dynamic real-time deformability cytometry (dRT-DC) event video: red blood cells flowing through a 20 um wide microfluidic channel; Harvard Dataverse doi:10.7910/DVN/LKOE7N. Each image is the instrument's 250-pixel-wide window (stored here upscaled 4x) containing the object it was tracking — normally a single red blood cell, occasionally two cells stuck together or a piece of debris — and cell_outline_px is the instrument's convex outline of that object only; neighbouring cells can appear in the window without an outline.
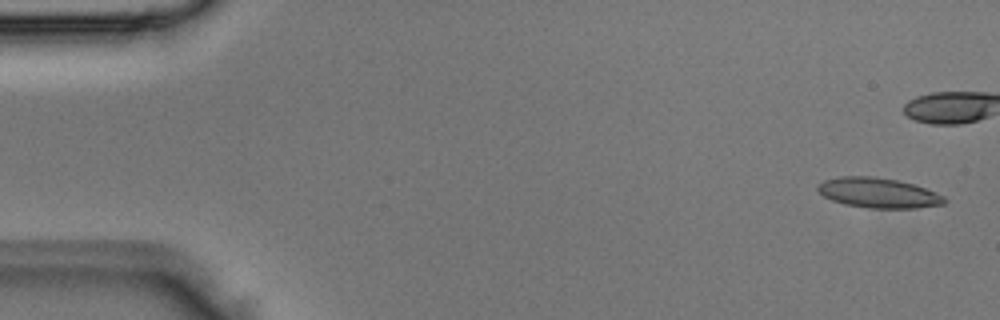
{"species": "Egyptian fruit bat (a non-hibernating species)", "species_latin": "Rousettus aegyptiacus", "temperature_condition": "room temperature", "stored_images_in_passage": 5, "camera_frame_rate_fps": 3000, "um_per_image_px": 0.085, "animal": {"sex": "male"}, "frame": {"image": 1, "passage_image": 1, "time_ms": 0.0, "image_size_px": [1000, 320], "cell_outline_px": [[948, 200], [944, 204], [916, 208], [872, 208], [844, 204], [832, 200], [824, 196], [816, 188], [816, 184], [824, 180], [840, 176], [872, 176], [896, 180], [916, 184], [936, 192], [944, 196]], "centroid_in_image_um": [74.67, 16.39], "position_along_channel_um": 10.3, "area_um2": 22.31}}
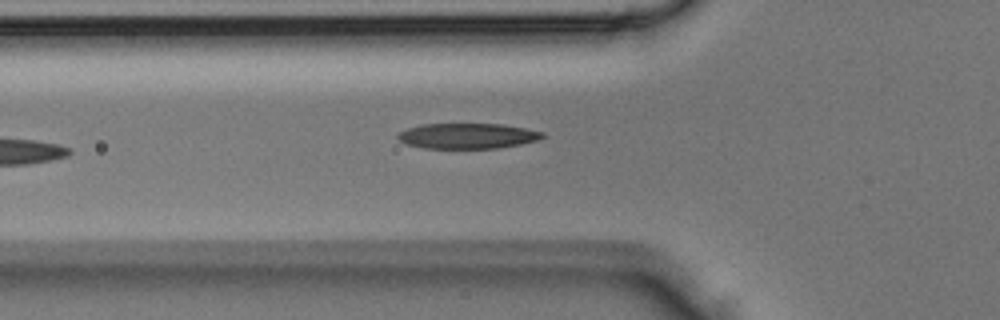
{"frame": {"image": 2, "passage_image": 5, "time_ms": 1.333, "image_size_px": [1000, 320], "cell_outline_px": [[544, 136], [540, 140], [520, 144], [496, 148], [424, 148], [404, 144], [396, 136], [400, 132], [408, 128], [424, 124], [504, 124], [544, 132]], "centroid_in_image_um": [39.74, 11.55], "position_along_channel_um": 86.1, "area_um2": 21.39}}